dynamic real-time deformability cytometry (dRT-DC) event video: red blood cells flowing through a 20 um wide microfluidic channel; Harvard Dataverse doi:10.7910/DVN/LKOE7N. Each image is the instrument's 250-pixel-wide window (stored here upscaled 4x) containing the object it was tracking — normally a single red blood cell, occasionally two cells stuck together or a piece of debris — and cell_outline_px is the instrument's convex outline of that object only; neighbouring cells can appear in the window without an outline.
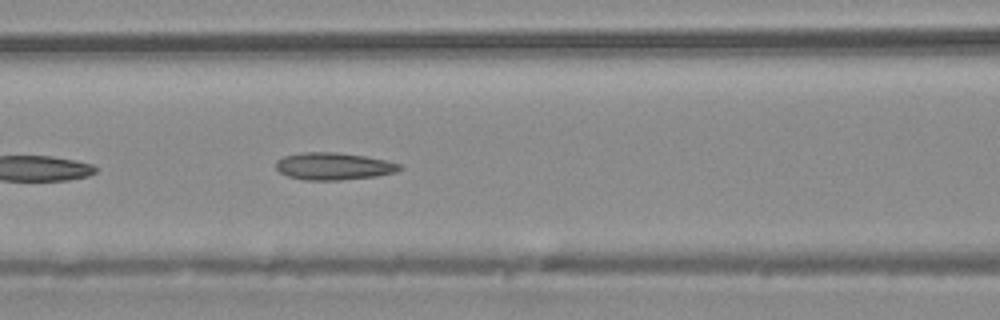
{"species": "common noctule bat (a hibernating species)", "species_latin": "Nyctalus noctula", "temperature_condition": "warm", "stored_images_in_passage": 23, "camera_frame_rate_fps": 3000, "um_per_image_px": 0.085, "animal": {"sex": "male", "body_mass_g": 20.4}, "frame": {"image": 1, "passage_image": 17, "time_ms": 5.333, "image_size_px": [1000, 320], "cell_outline_px": [[404, 168], [396, 172], [376, 176], [340, 180], [304, 180], [288, 176], [280, 172], [276, 168], [276, 160], [284, 156], [300, 152], [336, 152], [364, 156], [384, 160], [400, 164]], "centroid_in_image_um": [28.34, 14.13], "position_along_channel_um": 138.3, "area_um2": 19.65}}
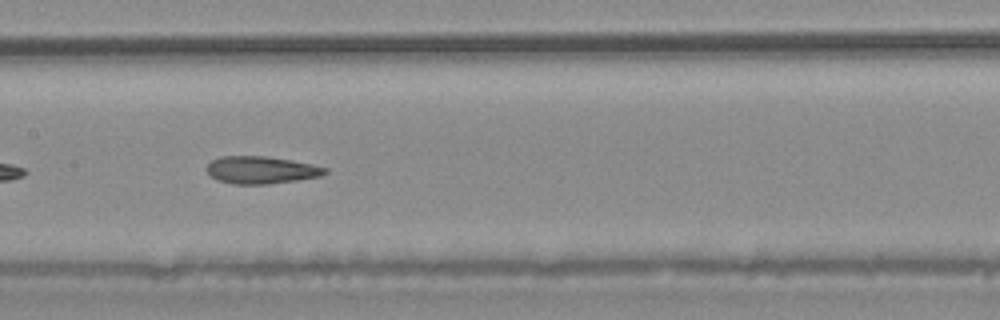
{"frame": {"image": 2, "passage_image": 20, "time_ms": 6.333, "image_size_px": [1000, 320], "cell_outline_px": [[328, 172], [320, 176], [296, 180], [268, 184], [236, 184], [220, 180], [212, 176], [204, 168], [212, 160], [220, 156], [264, 156], [292, 160], [312, 164], [328, 168]], "centroid_in_image_um": [22.21, 14.44], "position_along_channel_um": 185.2, "area_um2": 18.79}}